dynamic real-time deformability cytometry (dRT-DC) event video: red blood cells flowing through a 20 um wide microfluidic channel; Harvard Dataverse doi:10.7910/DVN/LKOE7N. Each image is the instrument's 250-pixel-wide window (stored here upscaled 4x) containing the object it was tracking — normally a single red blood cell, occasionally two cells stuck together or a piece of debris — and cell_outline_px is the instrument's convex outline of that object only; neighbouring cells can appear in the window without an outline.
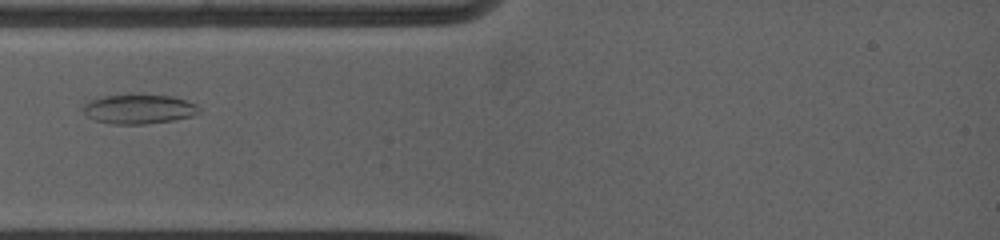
{"species": "common noctule bat (a hibernating species)", "species_latin": "Nyctalus noctula", "temperature_condition": "warm", "stored_images_in_passage": 22, "segment_of_instrument_passage": [1, 2], "camera_frame_rate_fps": 5000, "um_per_image_px": 0.085, "animal": {"sex": "female", "body_mass_g": 19.0, "forearm_length_mm": 53.3}, "frame": {"image": 1, "passage_image": 1, "time_ms": 0.0, "image_size_px": [1000, 240], "cell_outline_px": [[196, 112], [188, 116], [172, 120], [144, 124], [116, 124], [96, 120], [88, 116], [84, 112], [84, 104], [88, 100], [100, 96], [172, 96], [196, 104]], "centroid_in_image_um": [11.72, 9.28], "position_along_channel_um": 73.3, "area_um2": 19.02}}
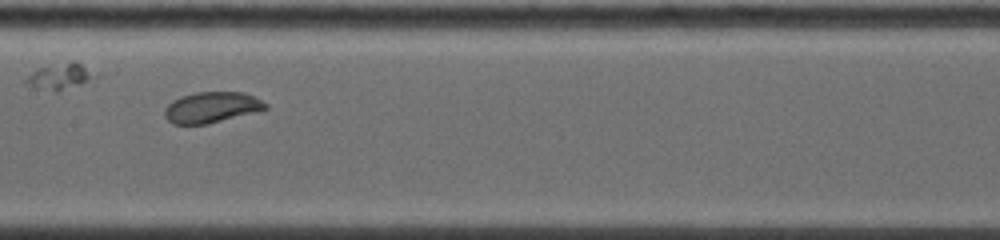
{"frame": {"image": 2, "passage_image": 10, "time_ms": 3.0, "image_size_px": [1000, 240], "cell_outline_px": [[268, 108], [204, 124], [176, 124], [168, 120], [164, 116], [164, 108], [172, 100], [180, 96], [196, 92], [244, 92], [268, 104]], "centroid_in_image_um": [17.93, 9.1], "position_along_channel_um": 189.5, "area_um2": 17.74}}
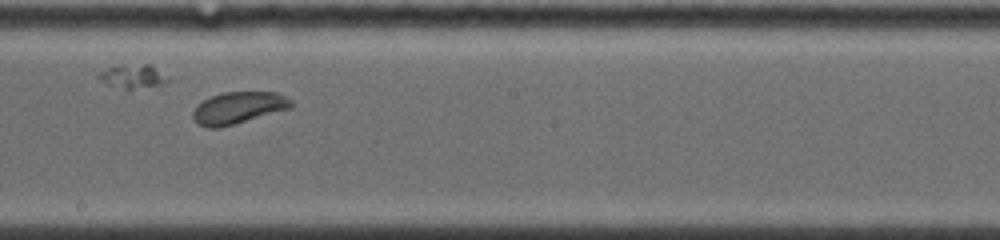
{"frame": {"image": 3, "passage_image": 12, "time_ms": 4.0, "image_size_px": [1000, 240], "cell_outline_px": [[292, 108], [232, 124], [212, 128], [200, 124], [192, 116], [192, 112], [196, 104], [212, 96], [224, 92], [280, 92], [292, 100]], "centroid_in_image_um": [20.29, 9.13], "position_along_channel_um": 227.9, "area_um2": 17.98}}